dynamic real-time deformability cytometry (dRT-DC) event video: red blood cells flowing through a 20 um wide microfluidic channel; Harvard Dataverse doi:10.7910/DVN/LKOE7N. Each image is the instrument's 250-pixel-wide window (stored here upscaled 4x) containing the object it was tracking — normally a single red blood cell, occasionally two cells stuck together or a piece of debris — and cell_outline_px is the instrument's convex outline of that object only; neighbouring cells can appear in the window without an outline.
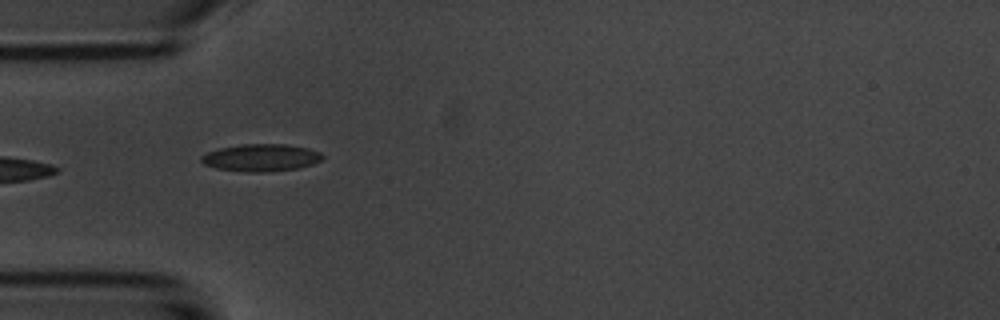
{"species": "common noctule bat (a hibernating species)", "species_latin": "Nyctalus noctula", "temperature_condition": "room temperature", "stored_images_in_passage": 25, "camera_frame_rate_fps": 3000, "um_per_image_px": 0.085, "animal": {"sex": "male", "body_mass_g": 20.1, "forearm_length_mm": 53.5}, "frame": {"image": 1, "passage_image": 1, "time_ms": 0.0, "image_size_px": [1000, 320], "cell_outline_px": [[324, 156], [320, 160], [312, 164], [300, 168], [268, 172], [248, 172], [216, 168], [204, 164], [200, 160], [200, 156], [208, 152], [220, 148], [240, 144], [284, 144], [308, 148], [320, 152]], "centroid_in_image_um": [22.19, 13.4], "position_along_channel_um": 62.8, "area_um2": 19.31}}